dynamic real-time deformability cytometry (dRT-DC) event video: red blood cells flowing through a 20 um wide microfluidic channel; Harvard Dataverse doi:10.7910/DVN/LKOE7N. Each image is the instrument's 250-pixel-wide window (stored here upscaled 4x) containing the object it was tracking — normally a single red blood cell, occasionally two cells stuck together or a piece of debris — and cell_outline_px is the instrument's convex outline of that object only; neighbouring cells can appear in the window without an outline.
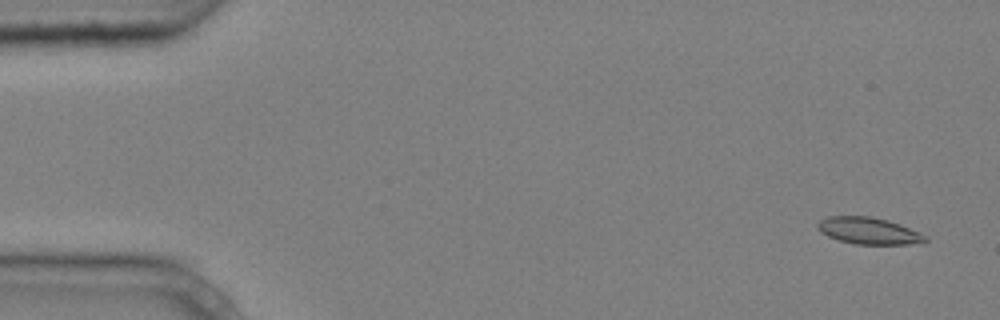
{"species": "common noctule bat (a hibernating species)", "species_latin": "Nyctalus noctula", "temperature_condition": "cold", "stored_images_in_passage": 7, "camera_frame_rate_fps": 3000, "um_per_image_px": 0.085, "animal": {"sex": "male", "body_mass_g": 20.4}, "frame": {"image": 1, "passage_image": 1, "time_ms": 0.0, "image_size_px": [1000, 320], "cell_outline_px": [[928, 240], [908, 244], [856, 244], [840, 240], [828, 236], [820, 232], [816, 228], [816, 224], [820, 220], [828, 216], [872, 216], [888, 220], [900, 224], [920, 232], [928, 236]], "centroid_in_image_um": [73.82, 19.6], "position_along_channel_um": 11.2, "area_um2": 16.82}}
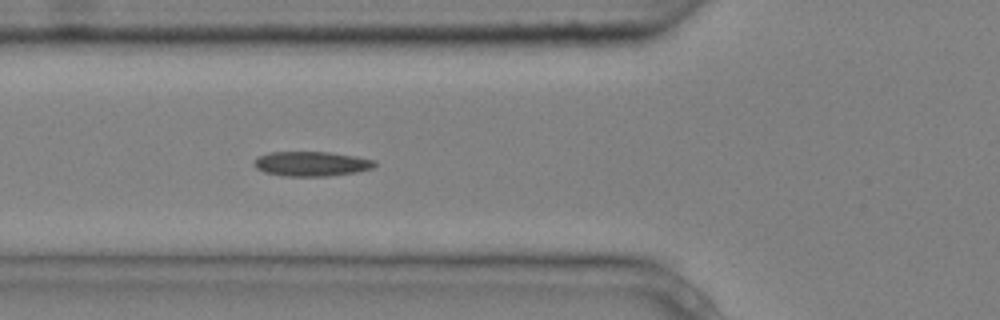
{"frame": {"image": 2, "passage_image": 6, "time_ms": 1.667, "image_size_px": [1000, 320], "cell_outline_px": [[376, 164], [372, 168], [356, 172], [328, 176], [284, 176], [264, 172], [256, 168], [252, 164], [256, 156], [268, 152], [328, 152], [356, 156], [376, 160]], "centroid_in_image_um": [26.43, 13.92], "position_along_channel_um": 99.4, "area_um2": 17.51}}